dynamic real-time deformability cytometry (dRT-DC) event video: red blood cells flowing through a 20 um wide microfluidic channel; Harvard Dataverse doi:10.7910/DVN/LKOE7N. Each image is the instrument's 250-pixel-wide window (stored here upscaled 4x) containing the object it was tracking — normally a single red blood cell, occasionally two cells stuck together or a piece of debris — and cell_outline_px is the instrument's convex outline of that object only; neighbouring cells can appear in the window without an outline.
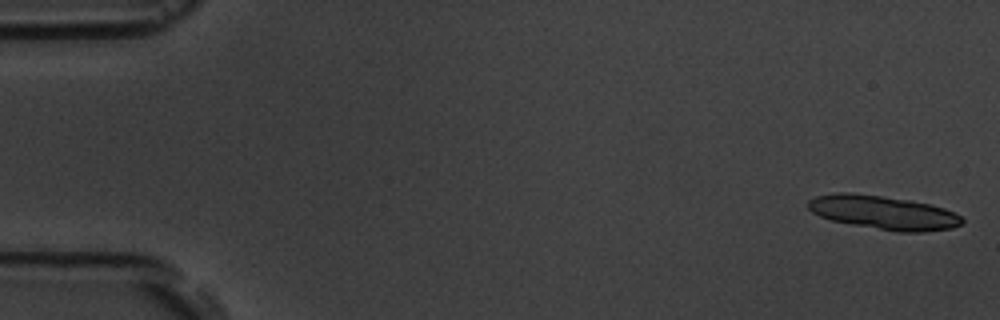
{"species": "common noctule bat (a hibernating species)", "species_latin": "Nyctalus noctula", "temperature_condition": "room temperature", "stored_images_in_passage": 4, "camera_frame_rate_fps": 3000, "um_per_image_px": 0.085, "animal": {"sex": "male", "body_mass_g": 19.5, "forearm_length_mm": 54.6}, "frame": {"image": 1, "passage_image": 1, "time_ms": 0.0, "image_size_px": [1000, 320], "cell_outline_px": [[964, 220], [960, 224], [952, 228], [924, 232], [896, 232], [852, 224], [832, 220], [820, 216], [812, 212], [808, 208], [808, 200], [816, 196], [840, 192], [852, 192], [908, 200], [928, 204], [944, 208], [960, 216]], "centroid_in_image_um": [75.07, 18.07], "position_along_channel_um": 9.9, "area_um2": 30.0}}